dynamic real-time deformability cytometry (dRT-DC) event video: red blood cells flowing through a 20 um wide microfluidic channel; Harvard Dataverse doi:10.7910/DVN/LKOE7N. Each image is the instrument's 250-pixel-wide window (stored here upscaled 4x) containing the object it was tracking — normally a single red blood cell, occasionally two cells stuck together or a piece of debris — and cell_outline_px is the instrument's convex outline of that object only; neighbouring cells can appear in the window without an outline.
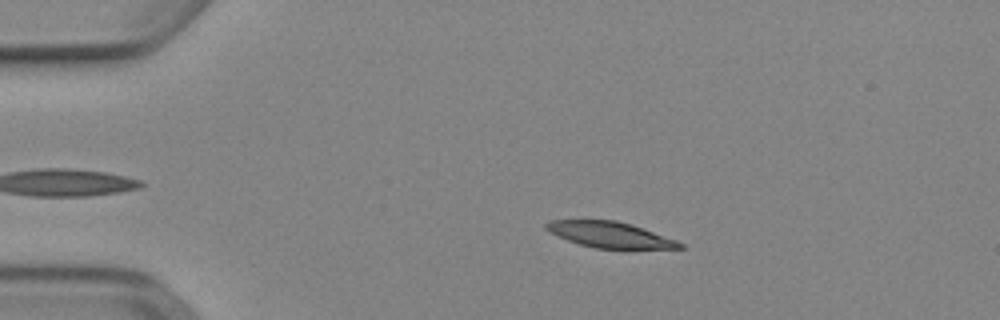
{"species": "Egyptian fruit bat (a non-hibernating species)", "species_latin": "Rousettus aegyptiacus", "temperature_condition": "cold", "stored_images_in_passage": 43, "camera_frame_rate_fps": 3000, "um_per_image_px": 0.085, "animal": {"sex": "female"}, "frame": {"image": 1, "passage_image": 1, "time_ms": 0.0, "image_size_px": [1000, 320], "cell_outline_px": [[684, 248], [596, 248], [580, 244], [568, 240], [548, 232], [544, 228], [544, 224], [548, 220], [616, 220], [632, 224], [676, 240], [684, 244]], "centroid_in_image_um": [51.8, 19.93], "position_along_channel_um": 33.2, "area_um2": 19.94}}
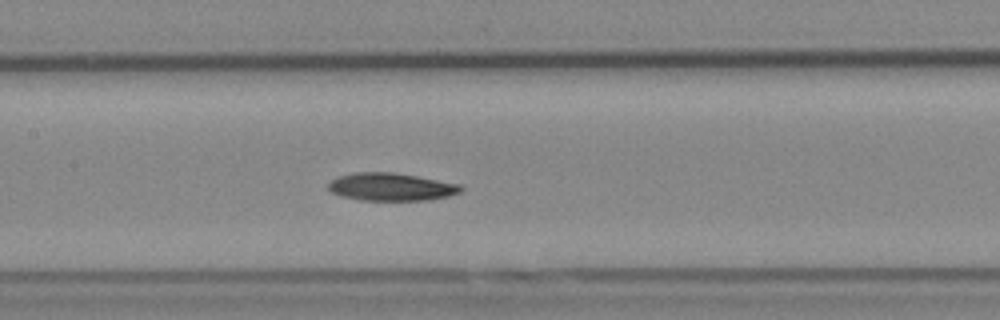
{"frame": {"image": 2, "passage_image": 16, "time_ms": 5.0, "image_size_px": [1000, 320], "cell_outline_px": [[464, 188], [460, 192], [448, 196], [428, 200], [360, 200], [340, 196], [328, 192], [328, 184], [332, 180], [340, 176], [356, 172], [392, 172], [416, 176], [460, 184]], "centroid_in_image_um": [33.22, 15.89], "position_along_channel_um": 174.2, "area_um2": 21.44}}
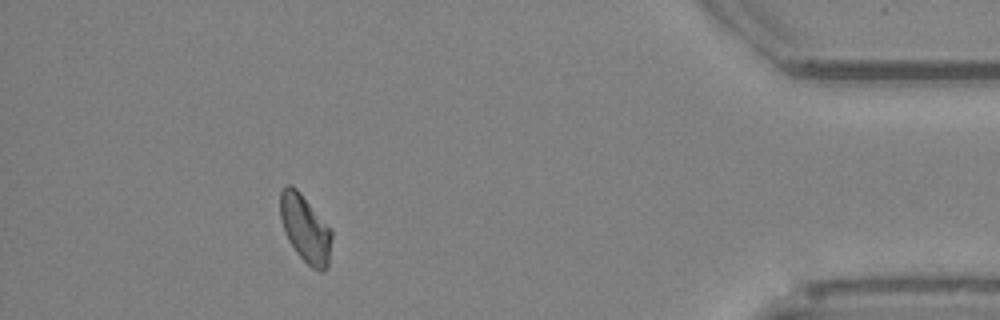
{"frame": {"image": 3, "passage_image": 38, "time_ms": 12.333, "image_size_px": [1000, 320], "cell_outline_px": [[332, 236], [328, 268], [324, 272], [320, 272], [312, 268], [296, 252], [288, 240], [284, 232], [280, 220], [280, 192], [288, 184], [296, 188], [332, 228]], "centroid_in_image_um": [25.96, 19.46], "position_along_channel_um": 409.2, "area_um2": 20.46}, "authors_computed_cell_mechanics": {"area_um2": 21.0392, "velocity_mm_per_s": 3.8685, "shape_relaxation_time_tau1_ms": 8.0689, "shape_relaxation_time_tau2_ms": null, "deformation_change_tau1": 0.1621, "deformation_change_tau2": null}}